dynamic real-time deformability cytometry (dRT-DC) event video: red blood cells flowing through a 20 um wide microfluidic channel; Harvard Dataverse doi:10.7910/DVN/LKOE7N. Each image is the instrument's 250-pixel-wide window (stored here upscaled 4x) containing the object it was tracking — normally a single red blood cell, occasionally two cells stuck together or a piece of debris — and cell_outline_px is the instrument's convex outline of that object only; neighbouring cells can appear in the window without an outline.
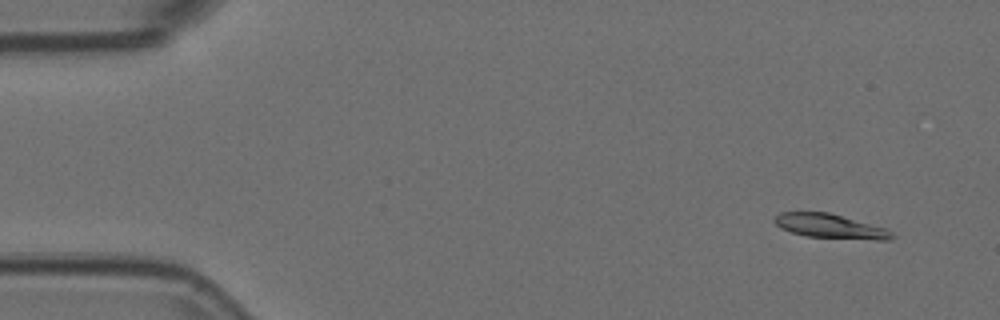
{"species": "Egyptian fruit bat (a non-hibernating species)", "species_latin": "Rousettus aegyptiacus", "temperature_condition": "room temperature", "stored_images_in_passage": 53, "camera_frame_rate_fps": 3000, "um_per_image_px": 0.085, "animal": {"sex": "female"}, "frame": {"image": 1, "passage_image": 3, "time_ms": 0.667, "image_size_px": [1000, 320], "cell_outline_px": [[896, 236], [888, 240], [880, 240], [808, 236], [792, 232], [780, 228], [772, 220], [780, 212], [828, 212], [884, 228], [892, 232]], "centroid_in_image_um": [70.54, 19.22], "position_along_channel_um": 14.5, "area_um2": 16.3}}
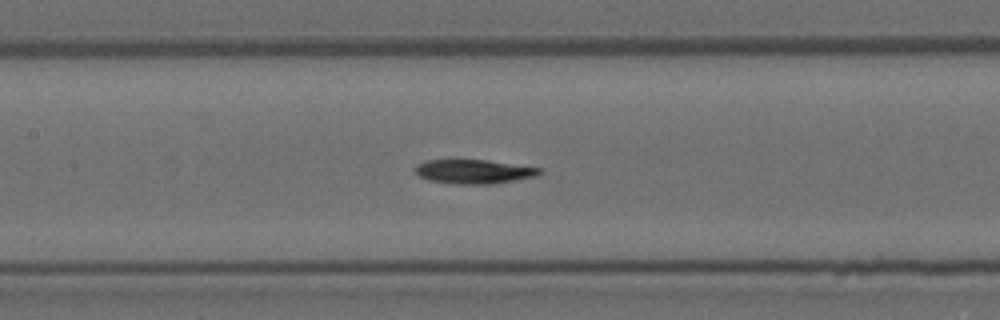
{"frame": {"image": 2, "passage_image": 24, "time_ms": 7.667, "image_size_px": [1000, 320], "cell_outline_px": [[540, 172], [536, 176], [492, 184], [456, 184], [428, 180], [420, 176], [416, 172], [416, 164], [424, 160], [488, 160], [540, 168]], "centroid_in_image_um": [40.24, 14.58], "position_along_channel_um": 167.2, "area_um2": 17.28}}
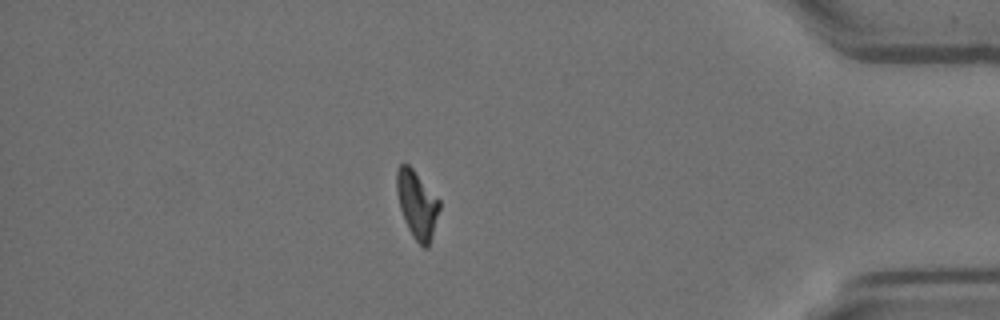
{"frame": {"image": 3, "passage_image": 46, "time_ms": 15.0, "image_size_px": [1000, 320], "cell_outline_px": [[440, 208], [428, 248], [424, 248], [412, 236], [408, 228], [400, 208], [396, 192], [396, 172], [400, 164], [408, 164], [412, 168], [440, 200]], "centroid_in_image_um": [35.44, 17.37], "position_along_channel_um": 399.8, "area_um2": 16.65}}